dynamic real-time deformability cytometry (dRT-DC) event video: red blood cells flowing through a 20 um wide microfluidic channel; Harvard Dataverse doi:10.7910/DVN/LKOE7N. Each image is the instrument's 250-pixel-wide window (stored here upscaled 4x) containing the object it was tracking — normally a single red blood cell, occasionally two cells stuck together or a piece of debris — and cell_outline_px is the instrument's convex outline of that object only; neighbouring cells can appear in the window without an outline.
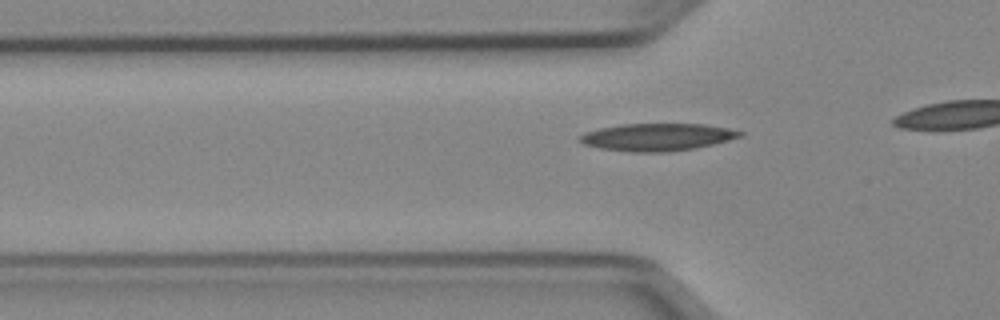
{"species": "Egyptian fruit bat (a non-hibernating species)", "species_latin": "Rousettus aegyptiacus", "temperature_condition": "cold", "stored_images_in_passage": 22, "camera_frame_rate_fps": 3000, "um_per_image_px": 0.085, "animal": {"sex": "female"}, "frame": {"image": 1, "passage_image": 13, "time_ms": 4.0, "image_size_px": [1000, 320], "cell_outline_px": [[744, 136], [712, 144], [692, 148], [668, 152], [628, 152], [600, 148], [584, 144], [576, 140], [584, 132], [600, 128], [620, 124], [704, 124], [728, 128], [744, 132]], "centroid_in_image_um": [55.84, 11.65], "position_along_channel_um": 70.0, "area_um2": 25.61}}
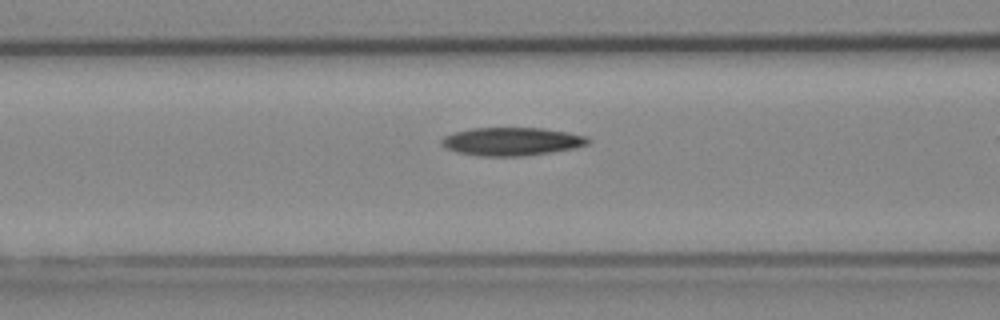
{"frame": {"image": 2, "passage_image": 17, "time_ms": 5.333, "image_size_px": [1000, 320], "cell_outline_px": [[592, 140], [588, 144], [576, 148], [552, 152], [524, 156], [480, 156], [456, 152], [444, 148], [440, 144], [440, 140], [444, 136], [456, 132], [472, 128], [540, 128], [568, 132], [584, 136]], "centroid_in_image_um": [43.48, 12.03], "position_along_channel_um": 123.1, "area_um2": 24.16}}